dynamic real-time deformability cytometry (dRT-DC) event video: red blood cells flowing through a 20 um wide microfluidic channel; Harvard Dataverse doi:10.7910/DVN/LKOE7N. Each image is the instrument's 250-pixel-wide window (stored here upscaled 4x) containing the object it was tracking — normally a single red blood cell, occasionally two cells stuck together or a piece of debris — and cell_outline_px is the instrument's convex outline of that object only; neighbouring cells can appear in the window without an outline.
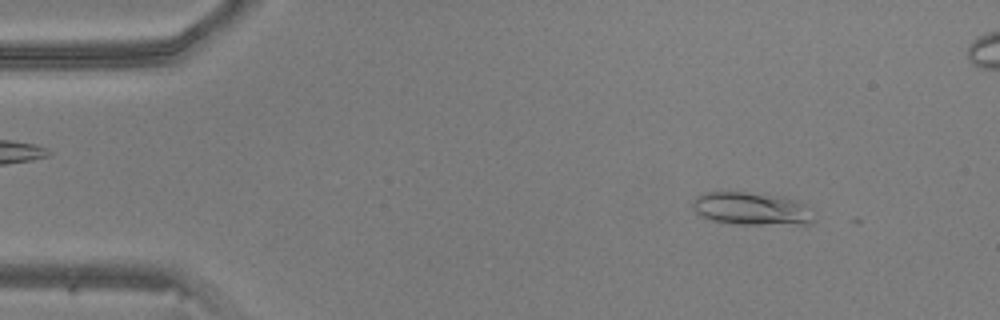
{"species": "common noctule bat (a hibernating species)", "species_latin": "Nyctalus noctula", "temperature_condition": "warm", "stored_images_in_passage": 7, "camera_frame_rate_fps": 3000, "um_per_image_px": 0.085, "animal": {"sex": "male", "body_mass_g": 20.5, "forearm_length_mm": 52.5}, "frame": {"image": 1, "passage_image": 5, "time_ms": 1.333, "image_size_px": [1000, 320], "cell_outline_px": [[816, 220], [812, 224], [736, 224], [712, 220], [700, 216], [692, 208], [692, 200], [696, 196], [704, 192], [744, 192], [780, 196], [796, 200], [804, 204]], "centroid_in_image_um": [63.85, 17.74], "position_along_channel_um": 21.2, "area_um2": 23.24}}